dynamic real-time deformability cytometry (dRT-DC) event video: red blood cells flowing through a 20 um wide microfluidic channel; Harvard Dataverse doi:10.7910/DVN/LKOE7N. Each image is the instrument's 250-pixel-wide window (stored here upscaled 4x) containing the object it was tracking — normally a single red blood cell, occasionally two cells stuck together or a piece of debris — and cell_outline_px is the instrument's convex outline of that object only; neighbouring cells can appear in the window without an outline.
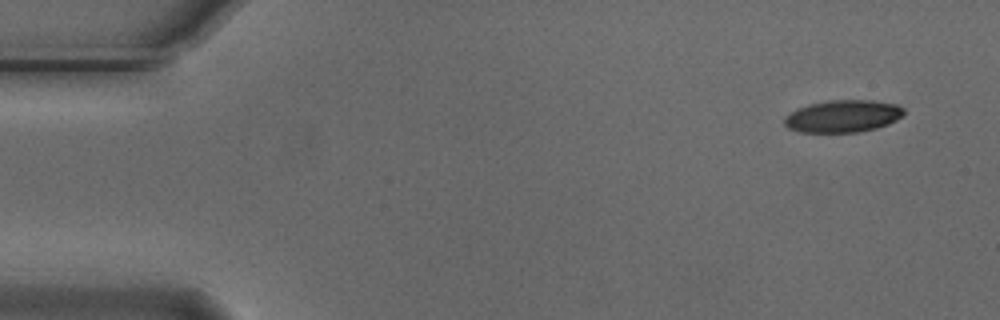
{"species": "Egyptian fruit bat (a non-hibernating species)", "species_latin": "Rousettus aegyptiacus", "temperature_condition": "cold", "stored_images_in_passage": 5, "camera_frame_rate_fps": 3000, "um_per_image_px": 0.085, "animal": {"sex": "male"}, "frame": {"image": 1, "passage_image": 1, "time_ms": 0.0, "image_size_px": [1000, 320], "cell_outline_px": [[904, 116], [888, 124], [876, 128], [860, 132], [800, 132], [788, 128], [784, 124], [784, 116], [796, 108], [808, 104], [828, 100], [872, 100], [896, 104], [904, 108]], "centroid_in_image_um": [71.64, 9.87], "position_along_channel_um": 13.4, "area_um2": 22.72}}
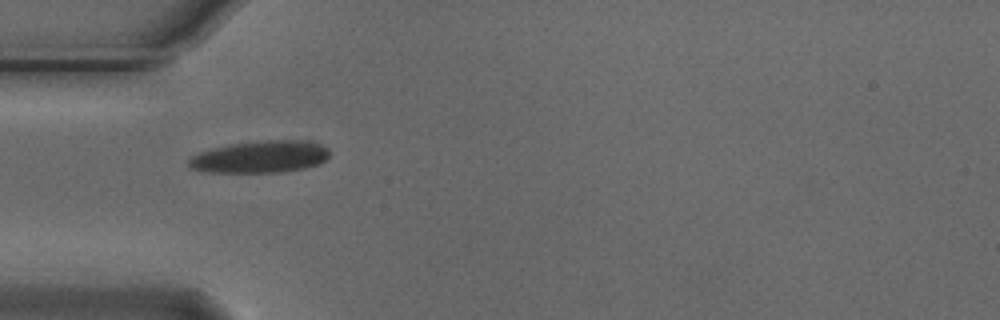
{"frame": {"image": 2, "passage_image": 4, "time_ms": 1.0, "image_size_px": [1000, 320], "cell_outline_px": [[328, 156], [320, 164], [304, 168], [280, 172], [208, 172], [188, 168], [188, 156], [212, 148], [232, 144], [264, 140], [300, 140], [320, 144], [328, 148]], "centroid_in_image_um": [22.07, 13.33], "position_along_channel_um": 62.9, "area_um2": 26.3}}
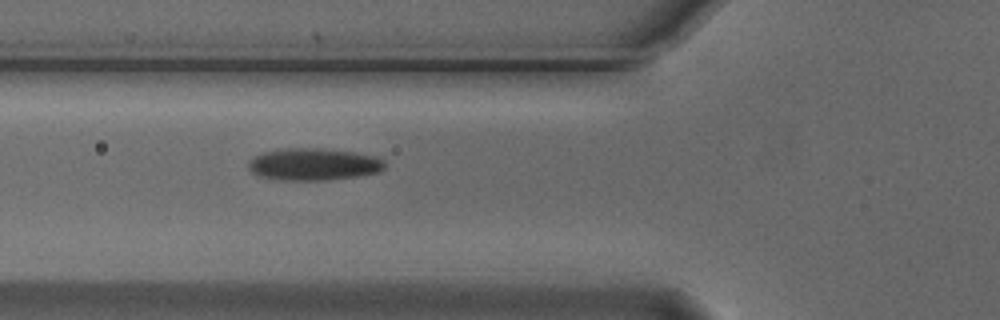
{"frame": {"image": 3, "passage_image": 5, "time_ms": 1.333, "image_size_px": [1000, 320], "cell_outline_px": [[388, 164], [380, 172], [356, 176], [328, 180], [276, 180], [256, 176], [248, 168], [248, 160], [252, 156], [264, 152], [284, 148], [324, 148], [352, 152], [376, 156], [384, 160]], "centroid_in_image_um": [26.63, 13.96], "position_along_channel_um": 99.2, "area_um2": 25.95}}